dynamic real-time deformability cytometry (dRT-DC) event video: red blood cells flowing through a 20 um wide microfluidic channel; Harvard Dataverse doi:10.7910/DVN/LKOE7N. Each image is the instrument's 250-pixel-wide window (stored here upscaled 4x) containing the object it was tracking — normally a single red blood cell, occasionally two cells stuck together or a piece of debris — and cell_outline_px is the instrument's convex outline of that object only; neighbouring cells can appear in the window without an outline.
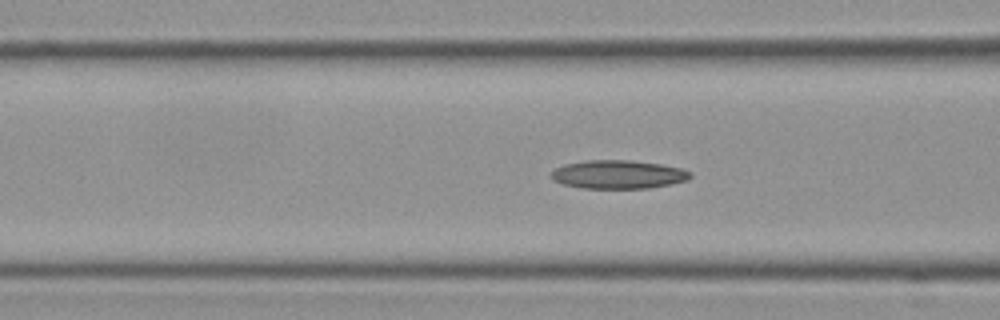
{"species": "Egyptian fruit bat (a non-hibernating species)", "species_latin": "Rousettus aegyptiacus", "temperature_condition": "cold", "stored_images_in_passage": 40, "camera_frame_rate_fps": 3000, "um_per_image_px": 0.085, "frame": {"image": 1, "passage_image": 4, "time_ms": 1.0, "image_size_px": [1000, 320], "cell_outline_px": [[688, 176], [680, 180], [660, 184], [628, 188], [600, 188], [572, 184], [576, 164], [648, 164], [668, 168], [684, 172]], "centroid_in_image_um": [53.04, 14.92], "position_along_channel_um": 113.6, "area_um2": 16.24}}
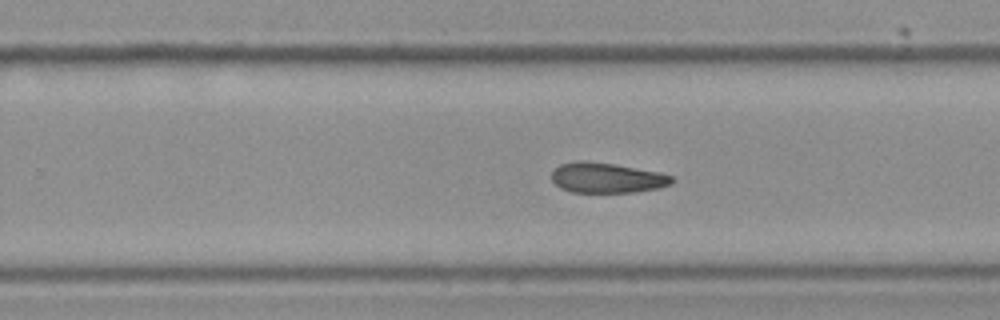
{"frame": {"image": 2, "passage_image": 18, "time_ms": 5.667, "image_size_px": [1000, 320], "cell_outline_px": [[672, 180], [664, 184], [644, 188], [616, 192], [584, 192], [568, 188], [560, 184], [556, 180], [556, 172], [560, 168], [568, 164], [604, 164], [668, 176]], "centroid_in_image_um": [51.55, 15.15], "position_along_channel_um": 278.2, "area_um2": 17.28}}
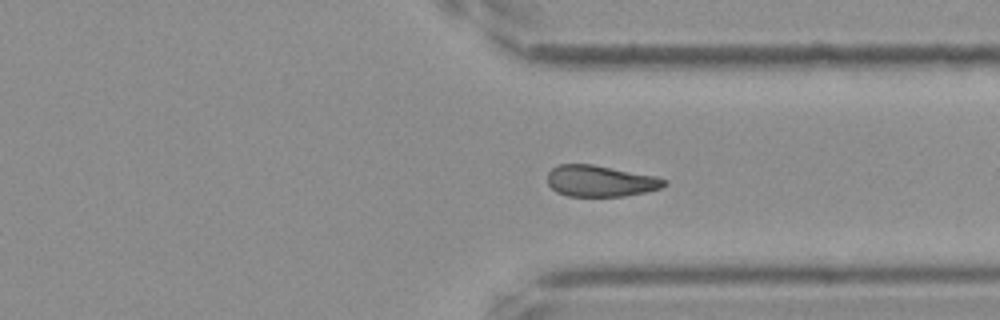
{"frame": {"image": 3, "passage_image": 25, "time_ms": 8.0, "image_size_px": [1000, 320], "cell_outline_px": [[664, 184], [656, 188], [636, 192], [612, 196], [576, 196], [560, 192], [552, 184], [568, 164], [584, 164], [664, 180]], "centroid_in_image_um": [51.13, 15.44], "position_along_channel_um": 360.3, "area_um2": 17.63}}